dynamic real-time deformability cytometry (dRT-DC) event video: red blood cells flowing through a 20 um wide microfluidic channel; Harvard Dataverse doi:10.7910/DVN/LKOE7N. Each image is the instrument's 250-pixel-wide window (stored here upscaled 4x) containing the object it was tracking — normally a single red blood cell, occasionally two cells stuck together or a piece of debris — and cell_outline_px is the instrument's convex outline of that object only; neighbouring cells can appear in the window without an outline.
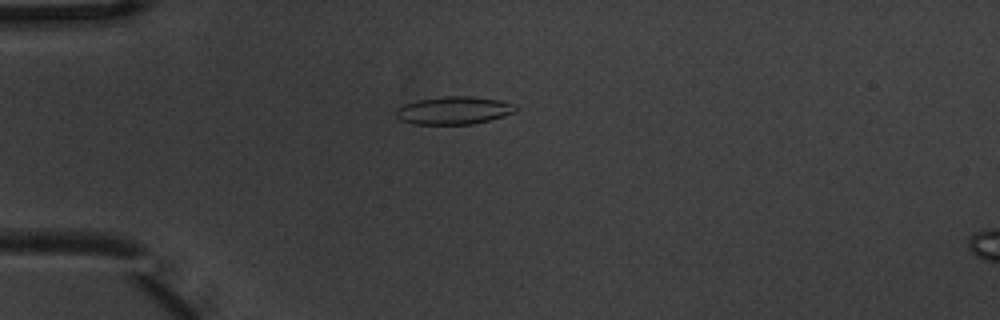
{"species": "common noctule bat (a hibernating species)", "species_latin": "Nyctalus noctula", "temperature_condition": "warm", "stored_images_in_passage": 5, "camera_frame_rate_fps": 3000, "um_per_image_px": 0.085, "animal": {"sex": "male", "body_mass_g": 20.1, "forearm_length_mm": 53.5}, "frame": {"image": 1, "passage_image": 4, "time_ms": 1.0, "image_size_px": [1000, 320], "cell_outline_px": [[516, 112], [504, 116], [472, 124], [412, 124], [400, 120], [392, 112], [396, 108], [404, 104], [420, 100], [444, 96], [472, 96], [500, 100], [516, 104]], "centroid_in_image_um": [38.56, 9.38], "position_along_channel_um": 46.4, "area_um2": 19.54}}